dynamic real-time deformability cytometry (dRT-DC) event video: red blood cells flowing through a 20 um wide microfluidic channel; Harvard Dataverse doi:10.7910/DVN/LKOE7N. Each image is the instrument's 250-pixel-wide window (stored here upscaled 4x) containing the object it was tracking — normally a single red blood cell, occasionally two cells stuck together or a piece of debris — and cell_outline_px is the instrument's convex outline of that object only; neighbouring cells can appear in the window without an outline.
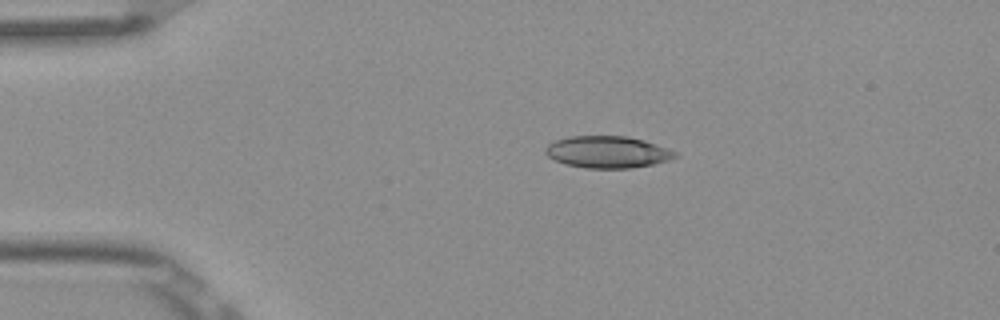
{"species": "Egyptian fruit bat (a non-hibernating species)", "species_latin": "Rousettus aegyptiacus", "temperature_condition": "room temperature", "stored_images_in_passage": 2, "camera_frame_rate_fps": 3000, "um_per_image_px": 0.085, "frame": {"image": 1, "passage_image": 1, "time_ms": 0.0, "image_size_px": [1000, 320], "cell_outline_px": [[680, 156], [656, 164], [632, 168], [584, 168], [564, 164], [548, 156], [544, 152], [544, 148], [548, 144], [556, 140], [568, 136], [624, 136], [644, 140], [656, 144], [676, 152]], "centroid_in_image_um": [51.64, 12.93], "position_along_channel_um": 33.4, "area_um2": 24.22}}